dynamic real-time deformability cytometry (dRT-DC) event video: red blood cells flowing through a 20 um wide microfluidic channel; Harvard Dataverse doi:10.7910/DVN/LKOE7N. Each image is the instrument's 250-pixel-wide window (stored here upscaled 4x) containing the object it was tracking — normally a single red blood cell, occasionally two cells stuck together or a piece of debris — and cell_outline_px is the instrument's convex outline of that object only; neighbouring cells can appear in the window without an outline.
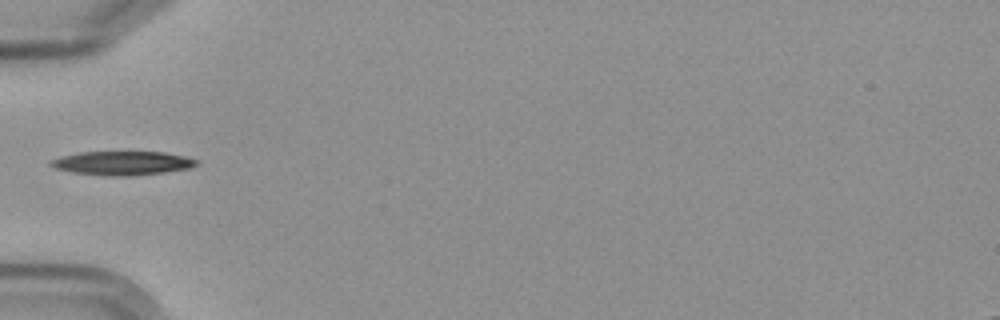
{"species": "Egyptian fruit bat (a non-hibernating species)", "species_latin": "Rousettus aegyptiacus", "temperature_condition": "cold", "stored_images_in_passage": 13, "camera_frame_rate_fps": 3000, "um_per_image_px": 0.085, "frame": {"image": 1, "passage_image": 3, "time_ms": 3.333, "image_size_px": [1000, 320], "cell_outline_px": [[200, 160], [196, 164], [188, 168], [160, 172], [128, 176], [108, 176], [72, 172], [56, 168], [48, 164], [48, 160], [60, 156], [80, 152], [164, 152], [184, 156]], "centroid_in_image_um": [10.33, 13.85], "position_along_channel_um": 74.7, "area_um2": 20.11}}
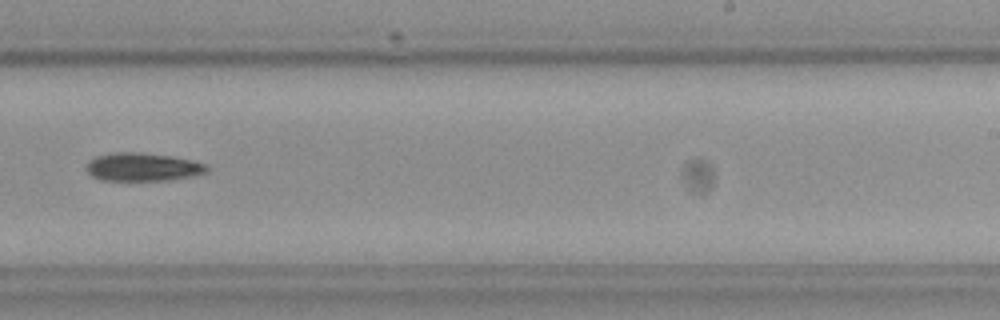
{"frame": {"image": 2, "passage_image": 8, "time_ms": 9.0, "image_size_px": [1000, 320], "cell_outline_px": [[208, 168], [204, 172], [192, 176], [168, 180], [104, 180], [92, 176], [88, 172], [88, 160], [96, 156], [112, 152], [136, 152], [168, 156], [192, 160], [204, 164]], "centroid_in_image_um": [12.09, 14.19], "position_along_channel_um": 276.9, "area_um2": 19.42}}
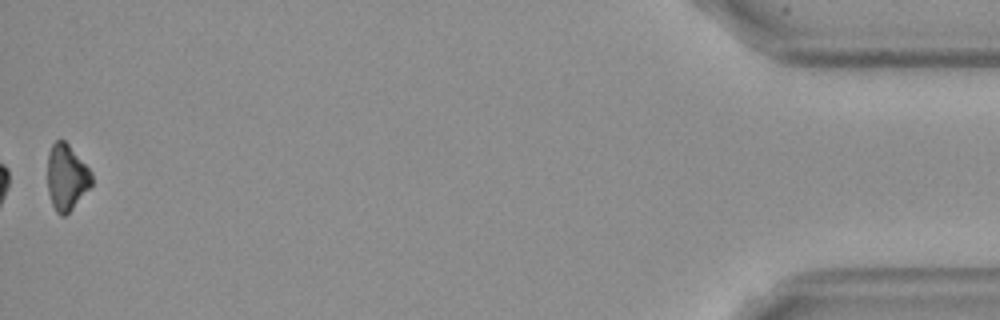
{"frame": {"image": 3, "passage_image": 13, "time_ms": 15.667, "image_size_px": [1000, 320], "cell_outline_px": [[92, 184], [72, 208], [64, 216], [60, 216], [56, 212], [52, 204], [48, 192], [48, 152], [52, 144], [56, 140], [64, 140], [68, 144], [92, 172]], "centroid_in_image_um": [5.64, 15.06], "position_along_channel_um": 429.6, "area_um2": 16.76}, "authors_computed_cell_mechanics": {"area_um2": 19.7098, "velocity_mm_per_s": 3.5642, "shape_relaxation_time_tau1_ms": 4.333, "shape_relaxation_time_tau2_ms": null, "deformation_change_tau1": 0.1016, "deformation_change_tau2": null}}